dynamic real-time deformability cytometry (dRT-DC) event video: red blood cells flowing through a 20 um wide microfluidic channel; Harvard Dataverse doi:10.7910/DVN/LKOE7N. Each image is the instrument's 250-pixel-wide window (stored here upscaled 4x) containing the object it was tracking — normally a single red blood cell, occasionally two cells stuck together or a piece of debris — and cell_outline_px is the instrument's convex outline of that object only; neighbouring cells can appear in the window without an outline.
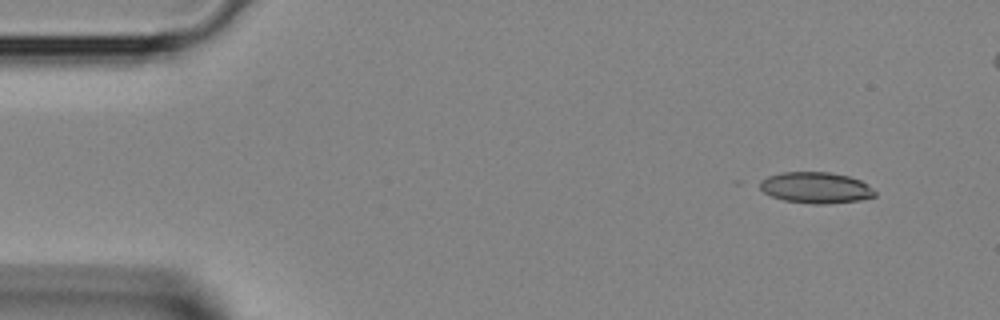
{"species": "Egyptian fruit bat (a non-hibernating species)", "species_latin": "Rousettus aegyptiacus", "temperature_condition": "room temperature", "stored_images_in_passage": 4, "camera_frame_rate_fps": 3000, "um_per_image_px": 0.085, "animal": {"sex": "female"}, "frame": {"image": 1, "passage_image": 1, "time_ms": 0.0, "image_size_px": [1000, 320], "cell_outline_px": [[876, 196], [860, 200], [828, 204], [812, 204], [784, 200], [772, 196], [764, 192], [752, 184], [768, 176], [780, 172], [828, 172], [848, 176], [860, 180], [868, 184], [876, 192]], "centroid_in_image_um": [69.29, 15.95], "position_along_channel_um": 15.7, "area_um2": 21.21}}